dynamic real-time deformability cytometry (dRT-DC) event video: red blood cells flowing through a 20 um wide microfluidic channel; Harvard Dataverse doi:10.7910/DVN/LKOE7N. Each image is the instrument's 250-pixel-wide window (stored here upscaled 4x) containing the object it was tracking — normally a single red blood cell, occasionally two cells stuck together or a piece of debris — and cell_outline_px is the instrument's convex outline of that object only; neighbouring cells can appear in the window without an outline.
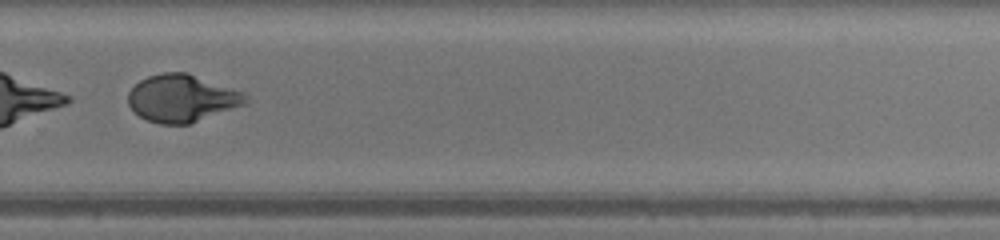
{"species": "human", "species_latin": "Homo sapiens", "temperature_condition": "warm", "stored_images_in_passage": 33, "camera_frame_rate_fps": 3000, "um_per_image_px": 0.085, "donor": {"sex": "male"}, "frame": {"image": 1, "passage_image": 19, "time_ms": 6.0, "image_size_px": [1000, 240], "cell_outline_px": [[252, 100], [244, 104], [188, 124], [160, 124], [148, 120], [132, 112], [128, 104], [128, 92], [140, 80], [148, 76], [164, 72], [188, 72], [244, 92]], "centroid_in_image_um": [15.46, 8.34], "position_along_channel_um": 314.3, "area_um2": 32.48}}